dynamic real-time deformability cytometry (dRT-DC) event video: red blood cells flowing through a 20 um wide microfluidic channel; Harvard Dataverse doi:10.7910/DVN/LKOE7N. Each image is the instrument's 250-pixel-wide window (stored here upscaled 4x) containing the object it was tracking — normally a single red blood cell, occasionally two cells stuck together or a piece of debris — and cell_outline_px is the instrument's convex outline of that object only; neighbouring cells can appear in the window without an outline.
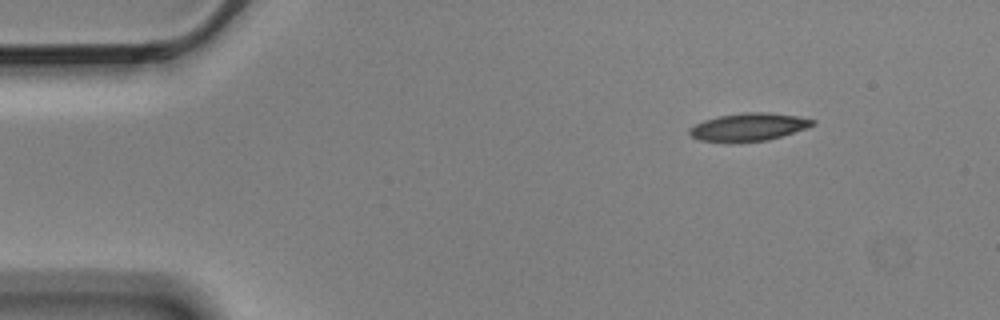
{"species": "Egyptian fruit bat (a non-hibernating species)", "species_latin": "Rousettus aegyptiacus", "temperature_condition": "cold", "stored_images_in_passage": 5, "camera_frame_rate_fps": 3000, "um_per_image_px": 0.085, "animal": {"sex": "male"}, "frame": {"image": 1, "passage_image": 1, "time_ms": 0.0, "image_size_px": [1000, 320], "cell_outline_px": [[816, 124], [768, 140], [700, 140], [692, 136], [688, 132], [688, 128], [704, 120], [720, 116], [744, 112], [764, 112], [796, 116], [816, 120]], "centroid_in_image_um": [63.64, 10.76], "position_along_channel_um": 21.4, "area_um2": 19.07}}
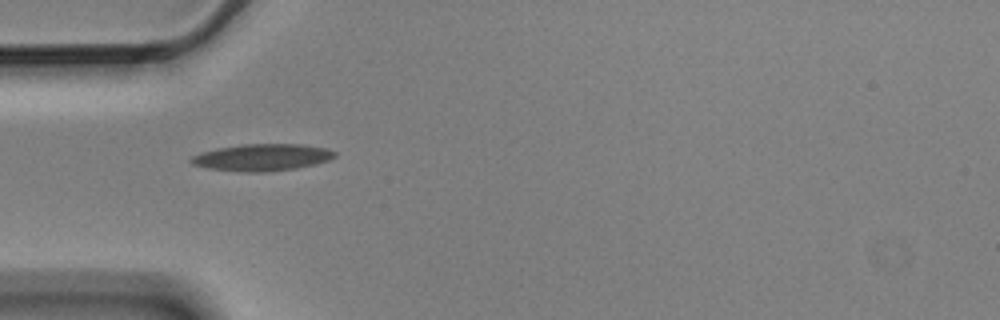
{"frame": {"image": 2, "passage_image": 4, "time_ms": 1.0, "image_size_px": [1000, 320], "cell_outline_px": [[336, 156], [328, 160], [316, 164], [296, 168], [264, 172], [248, 172], [208, 168], [192, 164], [188, 160], [192, 156], [200, 152], [220, 148], [244, 144], [304, 144], [328, 148], [336, 152]], "centroid_in_image_um": [22.31, 13.37], "position_along_channel_um": 62.7, "area_um2": 22.48}}
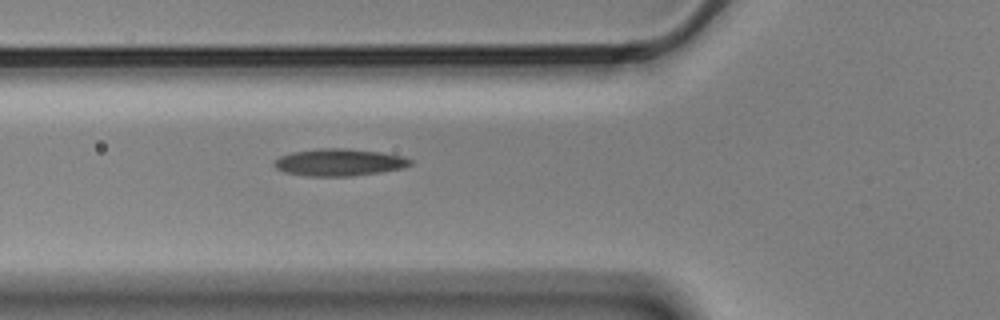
{"frame": {"image": 3, "passage_image": 5, "time_ms": 1.333, "image_size_px": [1000, 320], "cell_outline_px": [[412, 164], [400, 168], [380, 172], [352, 176], [308, 176], [284, 172], [276, 168], [272, 164], [280, 156], [292, 152], [320, 148], [344, 148], [380, 152], [404, 156], [412, 160]], "centroid_in_image_um": [28.81, 13.79], "position_along_channel_um": 97.0, "area_um2": 21.44}}